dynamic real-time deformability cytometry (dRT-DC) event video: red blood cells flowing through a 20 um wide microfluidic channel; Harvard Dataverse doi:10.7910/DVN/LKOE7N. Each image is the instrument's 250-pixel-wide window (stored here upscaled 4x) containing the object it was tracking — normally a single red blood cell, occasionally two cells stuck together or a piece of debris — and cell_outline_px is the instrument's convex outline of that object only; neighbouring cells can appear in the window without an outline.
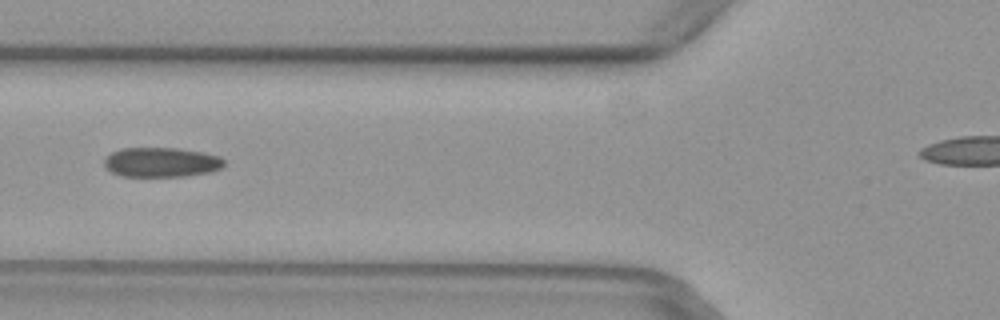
{"species": "common noctule bat (a hibernating species)", "species_latin": "Nyctalus noctula", "temperature_condition": "warm", "stored_images_in_passage": 30, "camera_frame_rate_fps": 3000, "um_per_image_px": 0.085, "animal": {"sex": "female", "body_mass_g": 29.2, "forearm_length_mm": 56.3}, "frame": {"image": 1, "passage_image": 5, "time_ms": 1.333, "image_size_px": [1000, 320], "cell_outline_px": [[224, 164], [220, 168], [212, 172], [184, 176], [124, 176], [112, 172], [104, 164], [104, 160], [112, 152], [120, 148], [176, 148], [204, 152], [220, 156], [224, 160]], "centroid_in_image_um": [13.75, 13.78], "position_along_channel_um": 112.1, "area_um2": 20.63}}
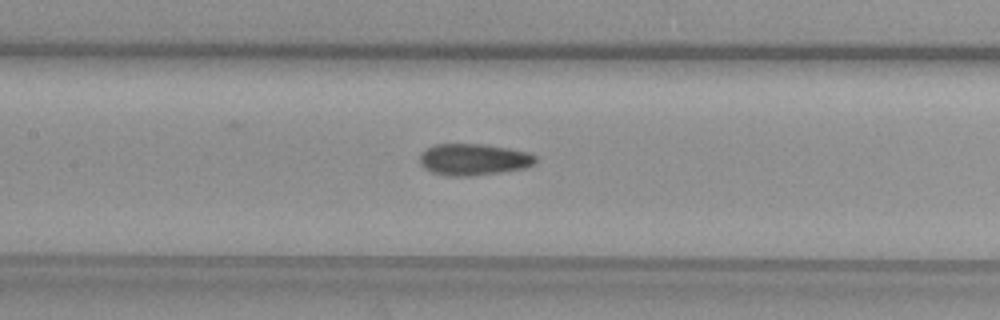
{"frame": {"image": 2, "passage_image": 9, "time_ms": 2.667, "image_size_px": [1000, 320], "cell_outline_px": [[536, 164], [528, 168], [472, 176], [448, 176], [432, 172], [424, 168], [420, 164], [420, 156], [428, 148], [436, 144], [484, 144], [508, 148], [528, 152], [536, 156]], "centroid_in_image_um": [40.3, 13.56], "position_along_channel_um": 167.1, "area_um2": 21.39}}